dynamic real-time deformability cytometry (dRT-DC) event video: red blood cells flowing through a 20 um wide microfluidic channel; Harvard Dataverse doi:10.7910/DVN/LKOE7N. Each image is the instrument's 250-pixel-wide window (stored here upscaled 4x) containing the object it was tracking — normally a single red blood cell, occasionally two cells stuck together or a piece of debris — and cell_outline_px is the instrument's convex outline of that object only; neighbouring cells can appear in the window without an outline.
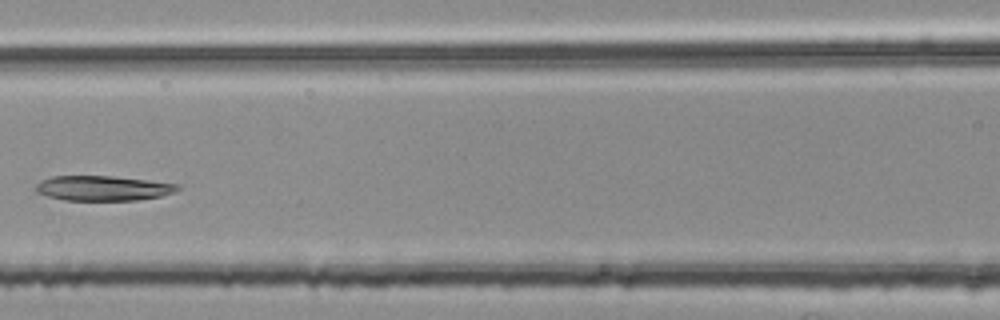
{"species": "common noctule bat (a hibernating species)", "species_latin": "Nyctalus noctula", "temperature_condition": "room temperature", "stored_images_in_passage": 6, "camera_frame_rate_fps": 3000, "um_per_image_px": 0.085, "animal": {"sex": "female", "body_mass_g": 25.1}, "frame": {"image": 1, "passage_image": 5, "time_ms": 1.333, "image_size_px": [1000, 320], "cell_outline_px": [[180, 188], [176, 192], [160, 196], [136, 200], [64, 200], [48, 196], [36, 192], [36, 184], [40, 180], [52, 176], [112, 176], [148, 180], [180, 184]], "centroid_in_image_um": [8.76, 15.99], "position_along_channel_um": 157.8, "area_um2": 20.63}}
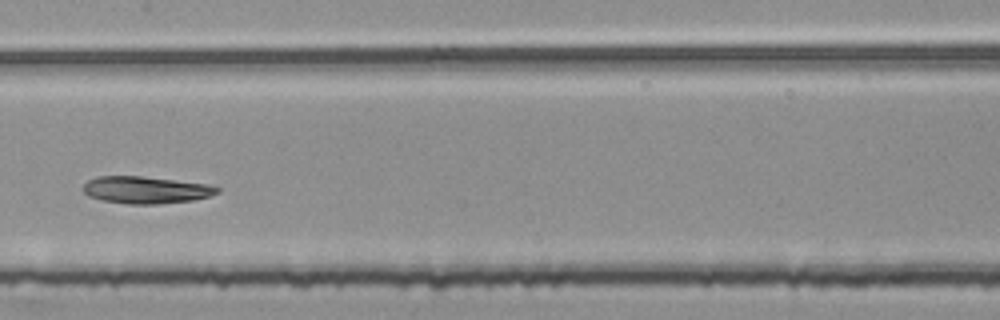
{"frame": {"image": 2, "passage_image": 6, "time_ms": 1.667, "image_size_px": [1000, 320], "cell_outline_px": [[220, 192], [196, 200], [156, 204], [128, 204], [104, 200], [88, 196], [84, 192], [84, 184], [88, 180], [96, 176], [140, 176], [208, 184], [220, 188]], "centroid_in_image_um": [12.41, 16.14], "position_along_channel_um": 195.0, "area_um2": 21.1}}